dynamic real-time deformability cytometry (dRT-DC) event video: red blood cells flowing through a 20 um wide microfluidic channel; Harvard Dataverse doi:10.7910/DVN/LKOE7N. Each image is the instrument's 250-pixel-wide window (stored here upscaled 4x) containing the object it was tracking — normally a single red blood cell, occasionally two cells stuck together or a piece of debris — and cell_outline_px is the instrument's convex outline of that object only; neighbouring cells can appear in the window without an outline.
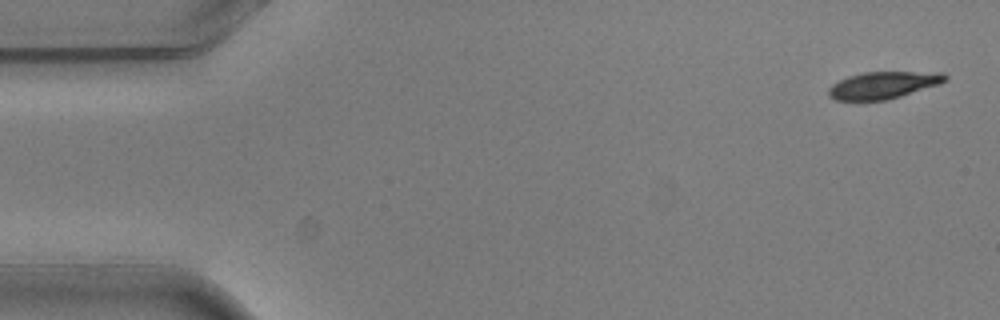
{"species": "common noctule bat (a hibernating species)", "species_latin": "Nyctalus noctula", "temperature_condition": "warm", "stored_images_in_passage": 4, "camera_frame_rate_fps": 3000, "um_per_image_px": 0.085, "animal": {"sex": "male", "body_mass_g": 20.5, "forearm_length_mm": 52.5}, "frame": {"image": 1, "passage_image": 1, "time_ms": 0.0, "image_size_px": [1000, 320], "cell_outline_px": [[948, 80], [940, 84], [900, 96], [884, 100], [836, 100], [828, 96], [828, 88], [832, 84], [848, 76], [864, 72], [944, 72], [948, 76]], "centroid_in_image_um": [75.09, 7.22], "position_along_channel_um": 9.9, "area_um2": 18.38}}